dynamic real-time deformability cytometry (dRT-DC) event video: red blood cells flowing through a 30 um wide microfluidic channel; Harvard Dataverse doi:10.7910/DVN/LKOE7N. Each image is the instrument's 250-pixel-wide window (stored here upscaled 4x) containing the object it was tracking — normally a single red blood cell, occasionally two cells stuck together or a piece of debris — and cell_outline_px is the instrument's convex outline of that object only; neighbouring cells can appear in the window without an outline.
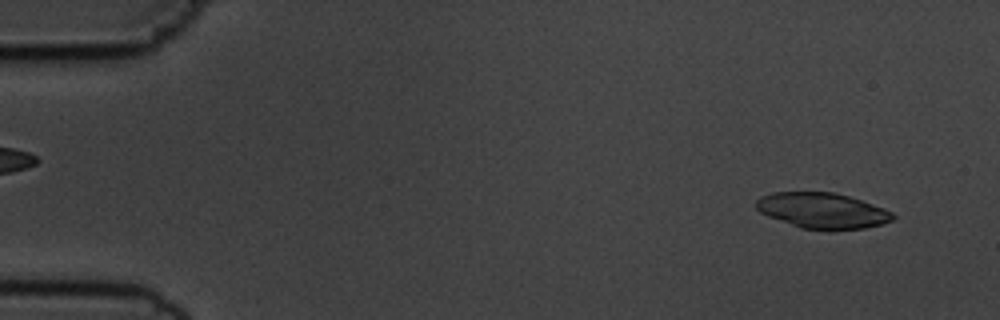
{"species": "common noctule bat (a hibernating species)", "species_latin": "Nyctalus noctula", "temperature_condition": "cold", "stored_images_in_passage": 54, "camera_frame_rate_fps": 3000, "um_per_image_px": 0.085, "animal": {"sex": "male", "body_mass_g": 19.5, "forearm_length_mm": 54.6}, "frame": {"image": 1, "passage_image": 4, "time_ms": 1.0, "image_size_px": [1000, 320], "cell_outline_px": [[896, 216], [892, 220], [880, 224], [864, 228], [800, 228], [768, 216], [760, 212], [756, 208], [756, 200], [760, 196], [772, 192], [832, 192], [848, 196], [884, 208], [892, 212]], "centroid_in_image_um": [69.86, 17.87], "position_along_channel_um": 15.1, "area_um2": 27.8}}